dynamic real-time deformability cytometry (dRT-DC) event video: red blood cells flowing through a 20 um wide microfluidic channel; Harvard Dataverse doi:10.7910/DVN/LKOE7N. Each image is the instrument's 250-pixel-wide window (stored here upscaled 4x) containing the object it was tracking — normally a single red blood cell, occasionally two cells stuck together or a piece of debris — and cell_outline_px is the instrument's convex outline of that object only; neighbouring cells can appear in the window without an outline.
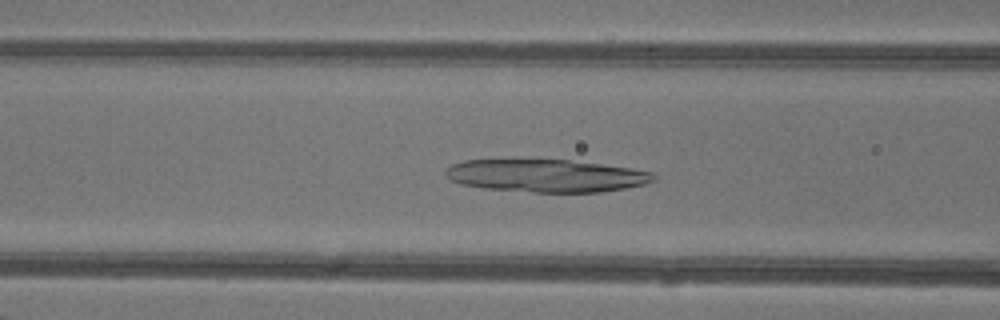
{"species": "common noctule bat (a hibernating species)", "species_latin": "Nyctalus noctula", "temperature_condition": "warm", "stored_images_in_passage": 47, "camera_frame_rate_fps": 3000, "um_per_image_px": 0.085, "animal": {"sex": "female"}, "frame": {"image": 1, "passage_image": 19, "time_ms": 6.0, "image_size_px": [1000, 320], "cell_outline_px": [[656, 180], [648, 184], [600, 192], [532, 192], [484, 188], [460, 184], [444, 176], [444, 172], [452, 164], [464, 160], [568, 160], [632, 168], [652, 172], [656, 176]], "centroid_in_image_um": [46.44, 14.94], "position_along_channel_um": 120.2, "area_um2": 39.59}}
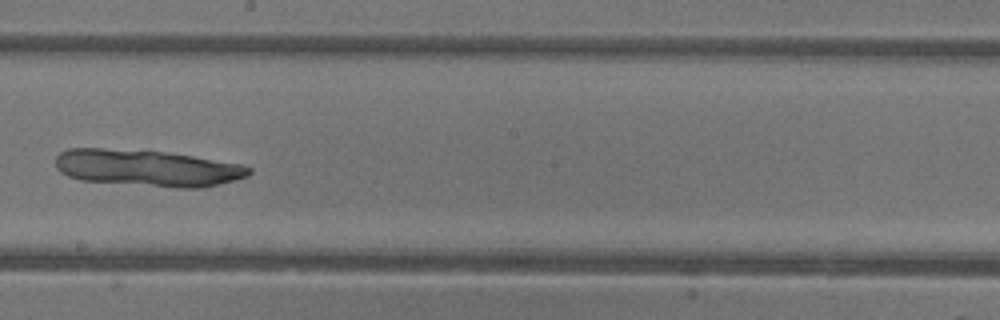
{"frame": {"image": 2, "passage_image": 27, "time_ms": 8.667, "image_size_px": [1000, 320], "cell_outline_px": [[252, 172], [248, 176], [236, 180], [204, 188], [176, 188], [80, 180], [68, 176], [60, 172], [56, 168], [56, 156], [60, 152], [68, 148], [100, 148], [160, 152], [192, 156], [244, 164], [252, 168]], "centroid_in_image_um": [12.54, 14.29], "position_along_channel_um": 235.7, "area_um2": 41.38}}
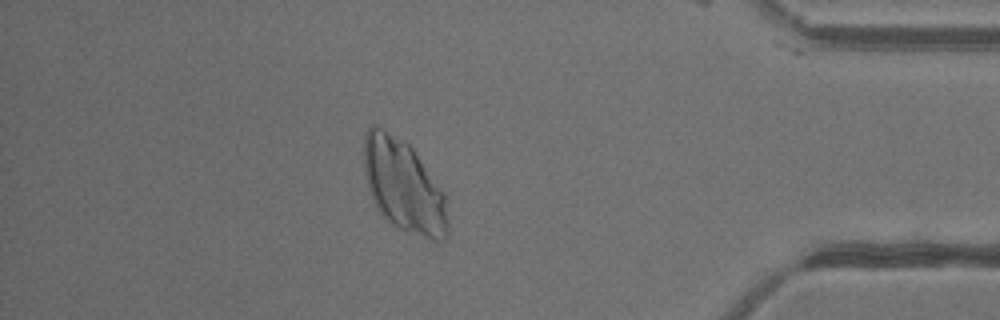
{"frame": {"image": 3, "passage_image": 41, "time_ms": 13.333, "image_size_px": [1000, 320], "cell_outline_px": [[448, 236], [444, 240], [432, 240], [400, 228], [392, 224], [376, 208], [372, 200], [368, 188], [364, 172], [364, 132], [372, 124], [404, 140], [412, 148], [444, 192], [448, 220]], "centroid_in_image_um": [34.3, 15.8], "position_along_channel_um": 400.9, "area_um2": 45.03}}